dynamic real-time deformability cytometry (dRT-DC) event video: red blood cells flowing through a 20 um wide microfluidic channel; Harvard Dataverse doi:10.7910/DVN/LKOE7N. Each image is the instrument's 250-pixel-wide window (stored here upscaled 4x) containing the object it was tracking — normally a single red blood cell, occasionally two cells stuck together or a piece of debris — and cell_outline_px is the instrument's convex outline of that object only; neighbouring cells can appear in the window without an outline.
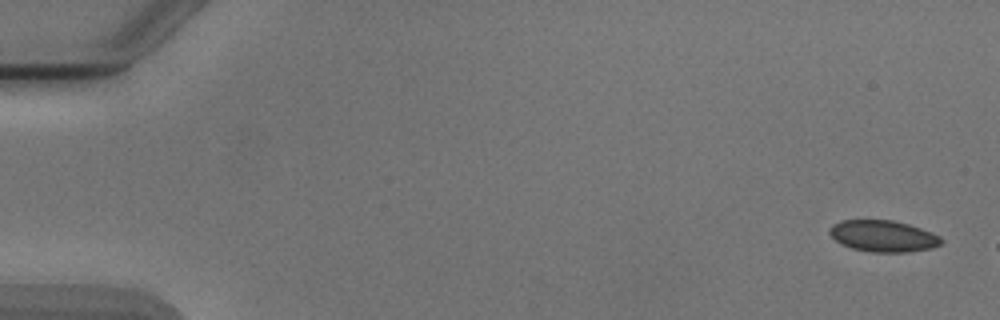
{"species": "Egyptian fruit bat (a non-hibernating species)", "species_latin": "Rousettus aegyptiacus", "temperature_condition": "cold", "stored_images_in_passage": 3, "camera_frame_rate_fps": 3000, "um_per_image_px": 0.085, "animal": {"sex": "male"}, "frame": {"image": 1, "passage_image": 1, "time_ms": 0.0, "image_size_px": [1000, 320], "cell_outline_px": [[944, 240], [940, 244], [932, 248], [908, 252], [872, 252], [852, 248], [840, 244], [828, 232], [828, 228], [832, 224], [840, 220], [892, 220], [908, 224], [932, 232], [940, 236]], "centroid_in_image_um": [75.06, 20.06], "position_along_channel_um": 9.9, "area_um2": 20.58}}